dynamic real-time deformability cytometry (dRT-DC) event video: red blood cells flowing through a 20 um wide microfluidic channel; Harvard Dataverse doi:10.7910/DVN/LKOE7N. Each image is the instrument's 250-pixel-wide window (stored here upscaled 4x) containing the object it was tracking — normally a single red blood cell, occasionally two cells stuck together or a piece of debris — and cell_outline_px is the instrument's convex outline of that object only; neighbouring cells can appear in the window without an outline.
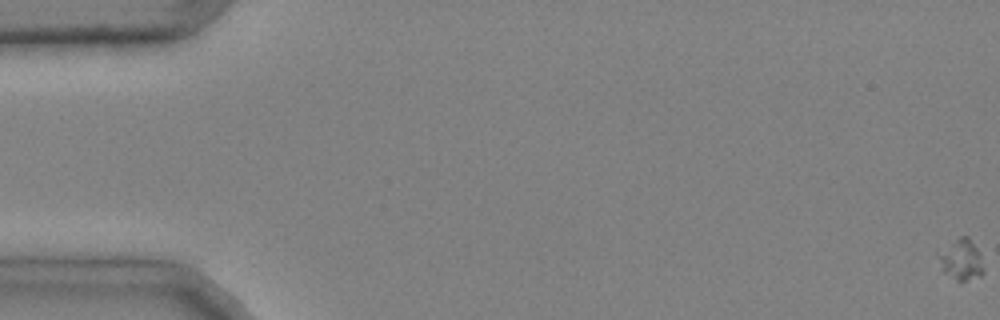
{"species": "common noctule bat (a hibernating species)", "species_latin": "Nyctalus noctula", "temperature_condition": "cold", "stored_images_in_passage": 50, "camera_frame_rate_fps": 3000, "um_per_image_px": 0.085, "animal": {"sex": "male", "body_mass_g": 20.4}, "frame": {"image": 1, "passage_image": 1, "time_ms": 0.0, "image_size_px": [1000, 320], "cell_outline_px": [[984, 272], [980, 276], [960, 284], [940, 272], [936, 256], [936, 252], [960, 236], [968, 236], [976, 248], [980, 256], [984, 268]], "centroid_in_image_um": [81.62, 22.14], "position_along_channel_um": 3.4, "area_um2": 11.39}}
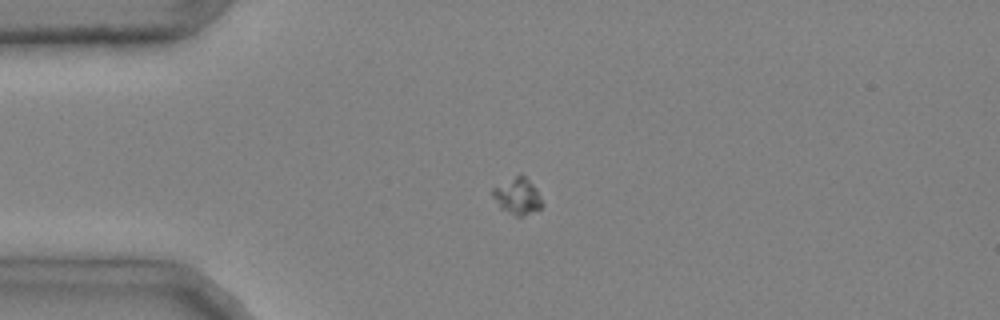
{"frame": {"image": 2, "passage_image": 14, "time_ms": 4.333, "image_size_px": [1000, 320], "cell_outline_px": [[544, 204], [540, 208], [524, 216], [516, 216], [500, 208], [492, 196], [492, 188], [516, 176], [524, 176], [536, 188]], "centroid_in_image_um": [43.99, 16.7], "position_along_channel_um": 41.0, "area_um2": 10.29}}